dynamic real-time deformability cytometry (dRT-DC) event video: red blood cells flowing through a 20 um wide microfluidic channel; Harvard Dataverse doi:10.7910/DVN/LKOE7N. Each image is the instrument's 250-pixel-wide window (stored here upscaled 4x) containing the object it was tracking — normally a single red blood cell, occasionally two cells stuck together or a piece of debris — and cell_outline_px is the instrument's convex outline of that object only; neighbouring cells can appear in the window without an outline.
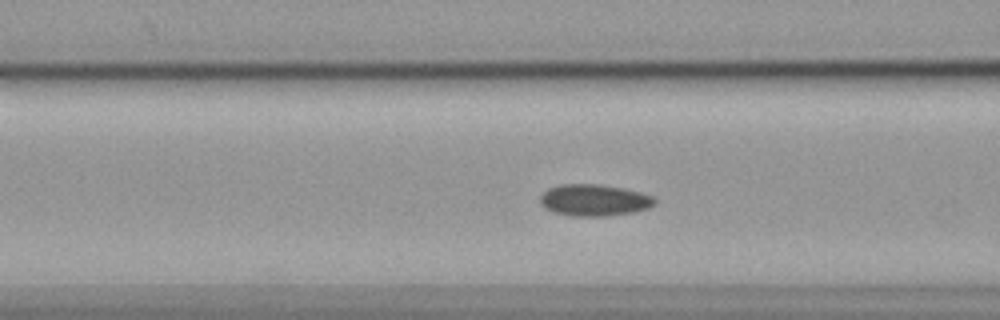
{"species": "common noctule bat (a hibernating species)", "species_latin": "Nyctalus noctula", "temperature_condition": "cold", "stored_images_in_passage": 43, "camera_frame_rate_fps": 3000, "um_per_image_px": 0.085, "animal": {"sex": "female", "body_mass_g": 19.9}, "frame": {"image": 1, "passage_image": 8, "time_ms": 2.333, "image_size_px": [1000, 320], "cell_outline_px": [[656, 204], [648, 208], [636, 212], [608, 216], [572, 216], [552, 212], [544, 208], [540, 204], [540, 196], [548, 188], [560, 184], [600, 184], [624, 188], [656, 196]], "centroid_in_image_um": [50.53, 17.01], "position_along_channel_um": 116.1, "area_um2": 21.56}}
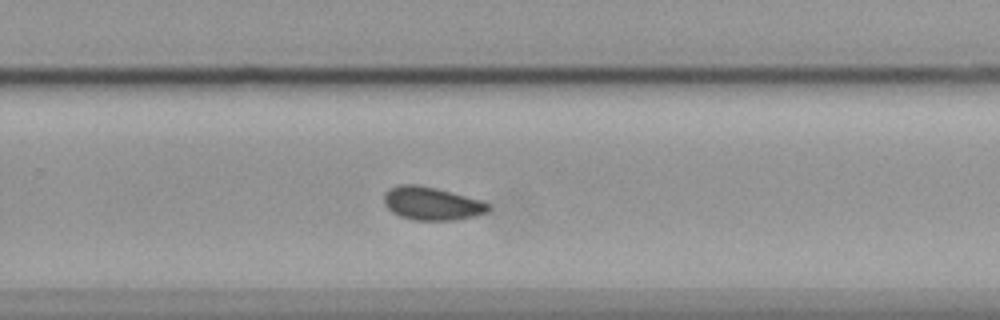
{"frame": {"image": 2, "passage_image": 23, "time_ms": 7.333, "image_size_px": [1000, 320], "cell_outline_px": [[492, 208], [488, 212], [476, 216], [456, 220], [412, 220], [400, 216], [392, 212], [384, 204], [384, 192], [388, 188], [400, 184], [416, 184], [436, 188], [480, 200], [492, 204]], "centroid_in_image_um": [36.71, 17.3], "position_along_channel_um": 293.1, "area_um2": 20.4}}
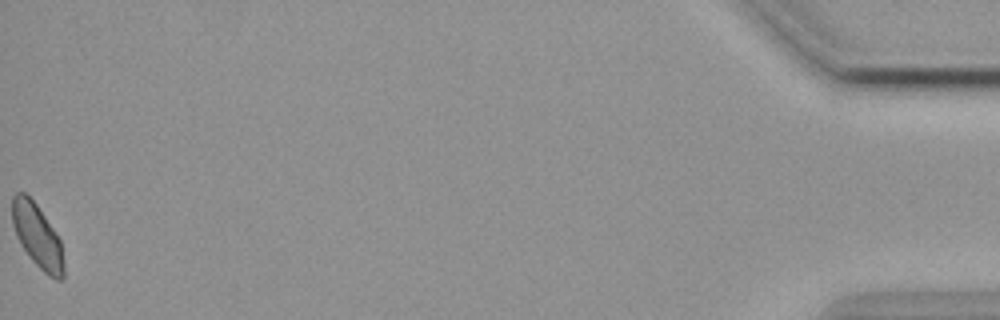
{"frame": {"image": 3, "passage_image": 43, "time_ms": 14.0, "image_size_px": [1000, 320], "cell_outline_px": [[64, 276], [60, 280], [56, 280], [48, 276], [28, 256], [20, 244], [16, 236], [12, 224], [12, 196], [16, 192], [24, 192], [36, 204], [60, 240], [64, 264]], "centroid_in_image_um": [3.15, 20.08], "position_along_channel_um": 432.0, "area_um2": 19.02}, "authors_computed_cell_mechanics": {"area_um2": 20.3456, "velocity_mm_per_s": 3.5545, "shape_relaxation_time_tau1_ms": null, "shape_relaxation_time_tau2_ms": 3.7819, "deformation_change_tau1": null, "deformation_change_tau2": 0.0611}}